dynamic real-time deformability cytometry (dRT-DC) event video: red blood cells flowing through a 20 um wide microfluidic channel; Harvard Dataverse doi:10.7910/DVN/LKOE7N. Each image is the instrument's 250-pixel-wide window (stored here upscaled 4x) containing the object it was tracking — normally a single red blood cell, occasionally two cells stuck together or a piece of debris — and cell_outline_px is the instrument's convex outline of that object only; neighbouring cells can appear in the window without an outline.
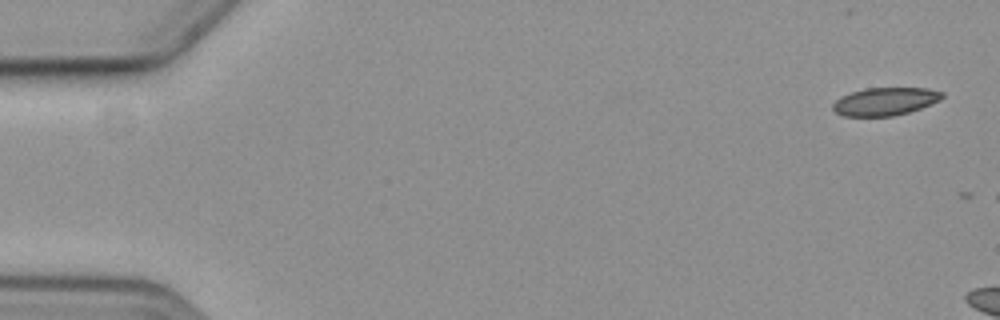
{"species": "common noctule bat (a hibernating species)", "species_latin": "Nyctalus noctula", "temperature_condition": "cold", "stored_images_in_passage": 3, "camera_frame_rate_fps": 3000, "um_per_image_px": 0.085, "animal": {"sex": "female", "body_mass_g": 19.3, "forearm_length_mm": 54.1}, "frame": {"image": 1, "passage_image": 1, "time_ms": 0.0, "image_size_px": [1000, 320], "cell_outline_px": [[944, 96], [940, 100], [920, 108], [908, 112], [892, 116], [844, 116], [836, 112], [832, 108], [832, 104], [840, 96], [864, 88], [928, 88], [944, 92]], "centroid_in_image_um": [75.23, 8.61], "position_along_channel_um": 9.8, "area_um2": 17.74}}